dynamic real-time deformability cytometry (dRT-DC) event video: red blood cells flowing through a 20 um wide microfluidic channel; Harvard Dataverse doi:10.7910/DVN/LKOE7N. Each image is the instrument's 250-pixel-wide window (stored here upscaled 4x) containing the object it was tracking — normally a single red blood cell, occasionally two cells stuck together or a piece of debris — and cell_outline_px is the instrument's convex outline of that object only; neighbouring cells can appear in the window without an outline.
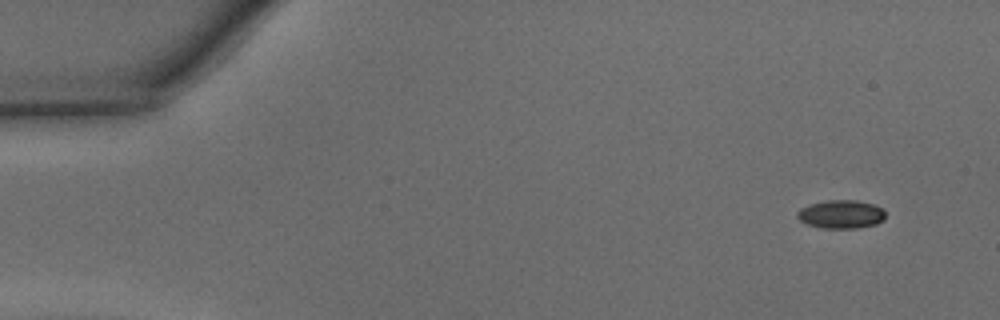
{"species": "common noctule bat (a hibernating species)", "species_latin": "Nyctalus noctula", "temperature_condition": "warm", "stored_images_in_passage": 43, "camera_frame_rate_fps": 3000, "um_per_image_px": 0.085, "animal": {"sex": "male", "body_mass_g": 15.6}, "frame": {"image": 1, "passage_image": 1, "time_ms": 0.0, "image_size_px": [1000, 320], "cell_outline_px": [[884, 220], [876, 224], [856, 228], [820, 228], [808, 224], [800, 220], [796, 216], [796, 212], [800, 208], [808, 204], [828, 200], [856, 200], [872, 204], [884, 208]], "centroid_in_image_um": [71.48, 18.21], "position_along_channel_um": 13.5, "area_um2": 14.68}}
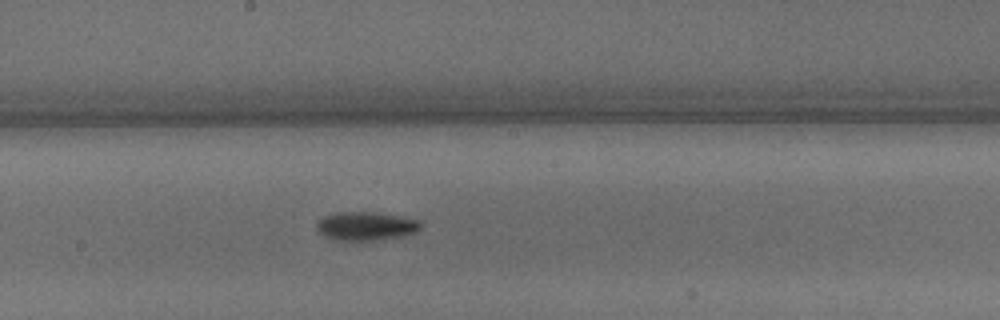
{"frame": {"image": 2, "passage_image": 23, "time_ms": 7.333, "image_size_px": [1000, 320], "cell_outline_px": [[420, 228], [416, 232], [404, 236], [376, 240], [332, 240], [324, 236], [316, 228], [316, 224], [324, 216], [336, 212], [376, 212], [420, 220]], "centroid_in_image_um": [31.09, 19.22], "position_along_channel_um": 217.1, "area_um2": 17.34}}
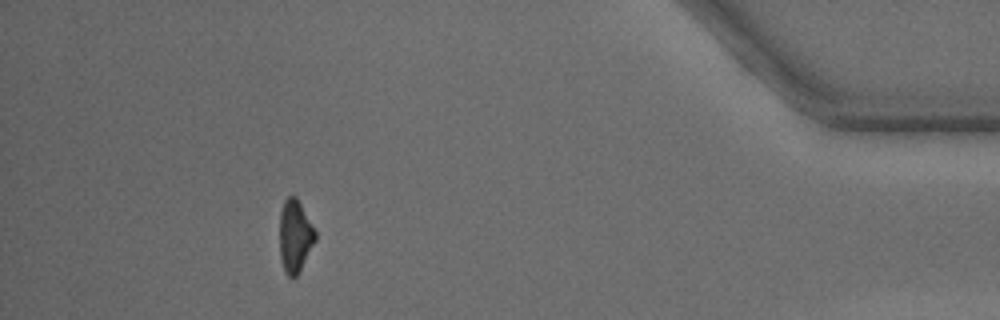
{"frame": {"image": 3, "passage_image": 40, "time_ms": 13.0, "image_size_px": [1000, 320], "cell_outline_px": [[316, 240], [296, 276], [288, 276], [284, 272], [280, 256], [280, 212], [284, 200], [288, 196], [296, 196], [316, 232]], "centroid_in_image_um": [25.06, 20.05], "position_along_channel_um": 410.1, "area_um2": 14.85}, "authors_computed_cell_mechanics": {"area_um2": 15.895, "velocity_mm_per_s": 4.3579, "shape_relaxation_time_tau1_ms": 2.7807, "shape_relaxation_time_tau2_ms": null, "deformation_change_tau1": 0.1191, "deformation_change_tau2": null}}